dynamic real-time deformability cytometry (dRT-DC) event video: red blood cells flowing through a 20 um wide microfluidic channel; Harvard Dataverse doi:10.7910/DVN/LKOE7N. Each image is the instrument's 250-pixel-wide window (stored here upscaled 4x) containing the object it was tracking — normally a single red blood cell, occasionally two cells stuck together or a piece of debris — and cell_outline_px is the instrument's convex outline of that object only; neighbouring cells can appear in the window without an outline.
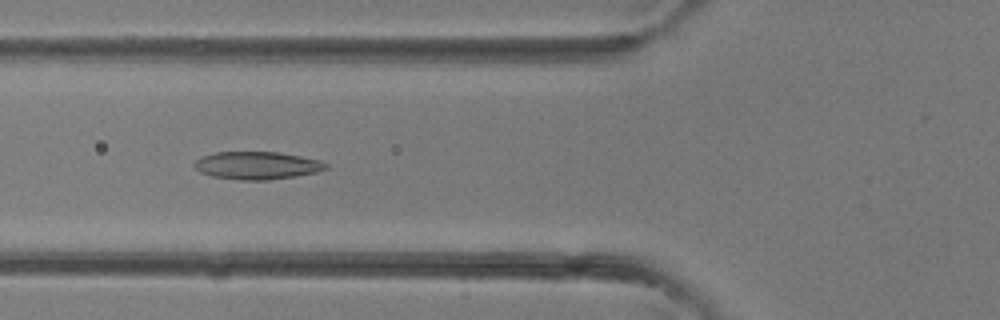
{"species": "common noctule bat (a hibernating species)", "species_latin": "Nyctalus noctula", "temperature_condition": "room temperature", "stored_images_in_passage": 31, "camera_frame_rate_fps": 3000, "um_per_image_px": 0.085, "animal": {"sex": "female"}, "frame": {"image": 1, "passage_image": 9, "time_ms": 2.667, "image_size_px": [1000, 320], "cell_outline_px": [[328, 168], [316, 172], [296, 176], [268, 180], [240, 180], [212, 176], [200, 172], [192, 164], [200, 156], [216, 152], [280, 152], [320, 160], [328, 164]], "centroid_in_image_um": [21.84, 14.06], "position_along_channel_um": 104.0, "area_um2": 21.33}}
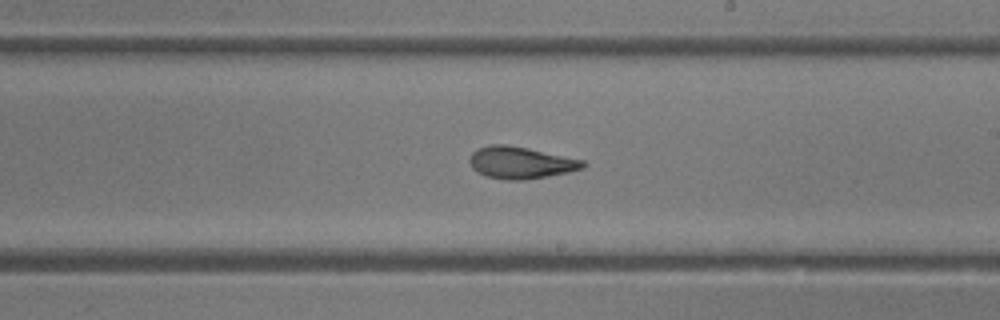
{"frame": {"image": 2, "passage_image": 17, "time_ms": 5.333, "image_size_px": [1000, 320], "cell_outline_px": [[588, 164], [584, 168], [568, 172], [548, 176], [524, 180], [504, 180], [488, 176], [476, 172], [472, 168], [468, 160], [472, 152], [476, 148], [492, 144], [508, 144], [528, 148], [584, 160]], "centroid_in_image_um": [44.24, 13.82], "position_along_channel_um": 244.8, "area_um2": 21.33}}
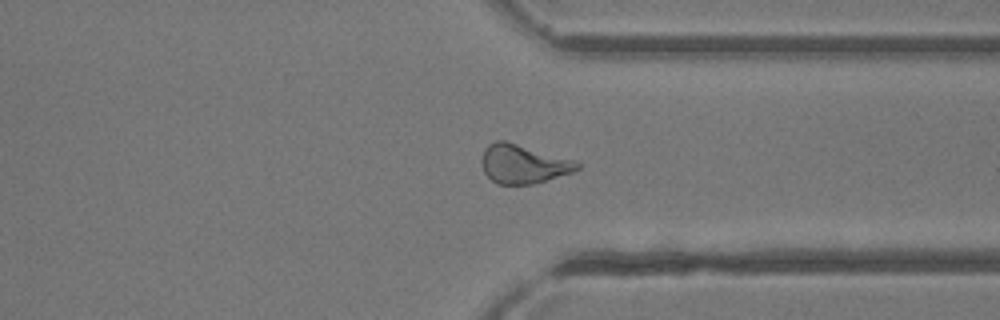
{"frame": {"image": 3, "passage_image": 24, "time_ms": 7.667, "image_size_px": [1000, 320], "cell_outline_px": [[580, 168], [572, 172], [532, 184], [500, 184], [492, 180], [484, 172], [480, 160], [484, 148], [488, 144], [496, 140], [504, 140], [572, 160], [580, 164]], "centroid_in_image_um": [44.41, 13.93], "position_along_channel_um": 367.0, "area_um2": 21.27}}